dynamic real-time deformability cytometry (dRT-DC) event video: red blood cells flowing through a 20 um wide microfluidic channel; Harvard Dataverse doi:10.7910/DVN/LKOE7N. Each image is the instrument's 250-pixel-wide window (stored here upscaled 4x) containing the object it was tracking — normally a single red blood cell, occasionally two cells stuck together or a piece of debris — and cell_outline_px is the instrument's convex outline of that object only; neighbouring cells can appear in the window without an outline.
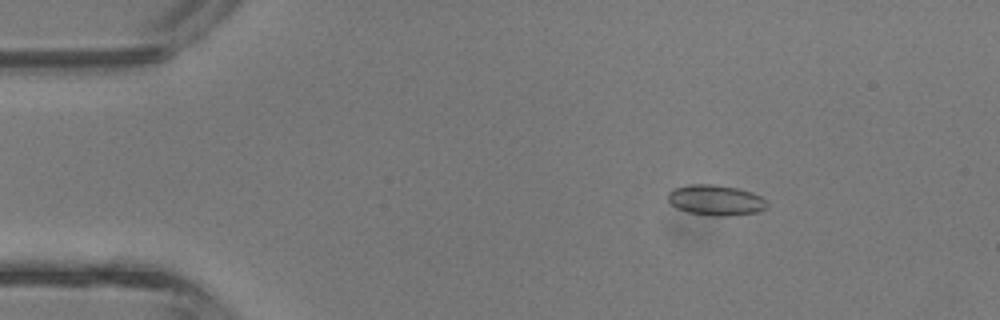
{"species": "common noctule bat (a hibernating species)", "species_latin": "Nyctalus noctula", "temperature_condition": "room temperature", "stored_images_in_passage": 4, "camera_frame_rate_fps": 3000, "um_per_image_px": 0.085, "animal": {"sex": "male", "body_mass_g": 13.3}, "frame": {"image": 1, "passage_image": 2, "time_ms": 0.333, "image_size_px": [1000, 320], "cell_outline_px": [[768, 208], [760, 212], [728, 216], [716, 216], [688, 212], [676, 208], [668, 200], [668, 192], [672, 188], [688, 184], [712, 184], [740, 188], [752, 192], [760, 196], [768, 204]], "centroid_in_image_um": [60.85, 17.01], "position_along_channel_um": 24.2, "area_um2": 17.86}}
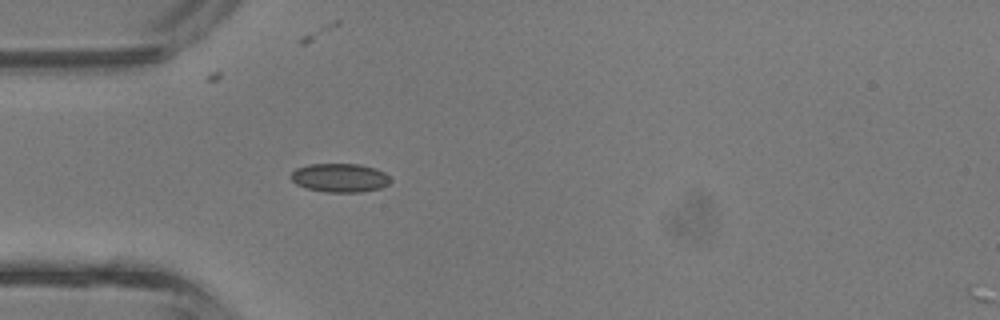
{"frame": {"image": 2, "passage_image": 4, "time_ms": 1.0, "image_size_px": [1000, 320], "cell_outline_px": [[392, 180], [388, 184], [380, 188], [360, 192], [328, 192], [308, 188], [296, 184], [288, 176], [296, 168], [308, 164], [360, 164], [376, 168], [384, 172]], "centroid_in_image_um": [28.88, 15.1], "position_along_channel_um": 56.1, "area_um2": 16.7}}